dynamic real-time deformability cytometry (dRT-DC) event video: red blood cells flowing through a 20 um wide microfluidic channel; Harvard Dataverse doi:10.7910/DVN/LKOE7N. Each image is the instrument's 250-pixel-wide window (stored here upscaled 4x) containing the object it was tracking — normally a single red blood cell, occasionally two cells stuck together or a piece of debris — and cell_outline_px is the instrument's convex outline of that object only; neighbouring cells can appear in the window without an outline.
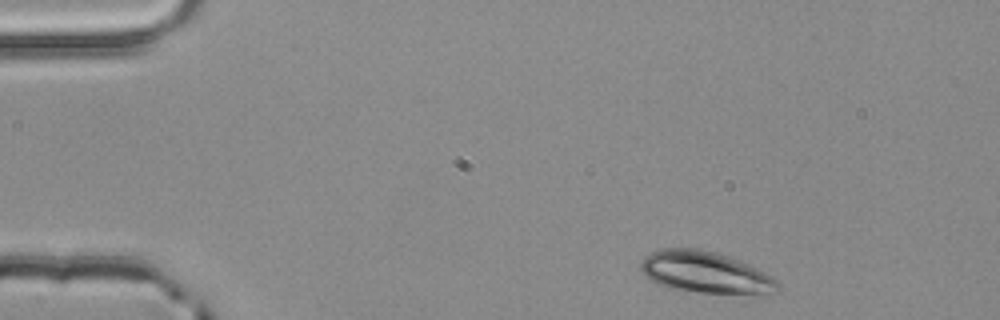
{"species": "common noctule bat (a hibernating species)", "species_latin": "Nyctalus noctula", "temperature_condition": "room temperature", "stored_images_in_passage": 2, "camera_frame_rate_fps": 3000, "um_per_image_px": 0.085, "animal": {"sex": "male", "body_mass_g": 20.4}, "frame": {"image": 1, "passage_image": 1, "time_ms": 0.0, "image_size_px": [1000, 320], "cell_outline_px": [[776, 288], [748, 300], [668, 288], [652, 280], [640, 268], [640, 260], [644, 256], [660, 248], [700, 248], [716, 252], [740, 260], [772, 276], [776, 280]], "centroid_in_image_um": [60.01, 23.21], "position_along_channel_um": 25.0, "area_um2": 34.45}}